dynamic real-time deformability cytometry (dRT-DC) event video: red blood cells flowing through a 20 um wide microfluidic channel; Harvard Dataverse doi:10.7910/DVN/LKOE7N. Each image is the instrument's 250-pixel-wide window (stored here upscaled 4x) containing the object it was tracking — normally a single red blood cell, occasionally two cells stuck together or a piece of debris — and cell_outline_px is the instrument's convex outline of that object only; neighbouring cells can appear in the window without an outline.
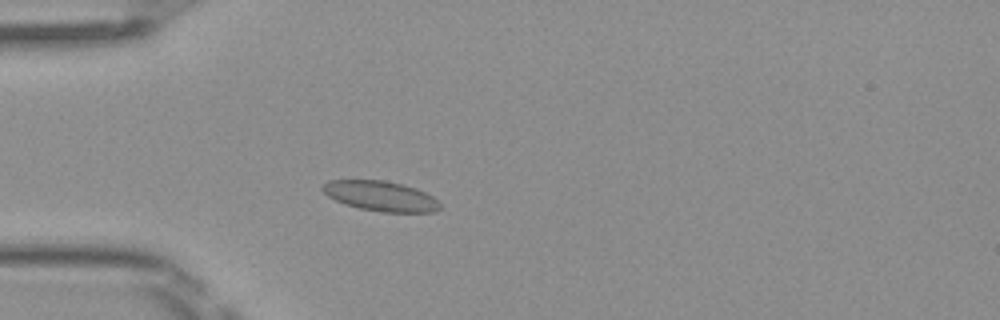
{"species": "Egyptian fruit bat (a non-hibernating species)", "species_latin": "Rousettus aegyptiacus", "temperature_condition": "room temperature", "stored_images_in_passage": 4, "camera_frame_rate_fps": 3000, "um_per_image_px": 0.085, "frame": {"image": 1, "passage_image": 4, "time_ms": 1.0, "image_size_px": [1000, 320], "cell_outline_px": [[440, 208], [436, 212], [384, 212], [360, 208], [344, 204], [328, 196], [320, 188], [328, 180], [384, 180], [404, 184], [416, 188], [432, 196], [440, 204]], "centroid_in_image_um": [32.35, 16.66], "position_along_channel_um": 52.6, "area_um2": 20.52}}